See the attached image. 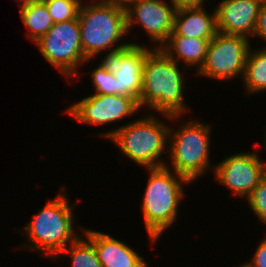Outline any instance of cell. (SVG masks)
<instances>
[{
    "instance_id": "12",
    "label": "cell",
    "mask_w": 266,
    "mask_h": 267,
    "mask_svg": "<svg viewBox=\"0 0 266 267\" xmlns=\"http://www.w3.org/2000/svg\"><path fill=\"white\" fill-rule=\"evenodd\" d=\"M151 49L132 42L127 48L117 51L106 59L117 80V94L130 95L139 100L142 90L143 65Z\"/></svg>"
},
{
    "instance_id": "18",
    "label": "cell",
    "mask_w": 266,
    "mask_h": 267,
    "mask_svg": "<svg viewBox=\"0 0 266 267\" xmlns=\"http://www.w3.org/2000/svg\"><path fill=\"white\" fill-rule=\"evenodd\" d=\"M242 78L246 91L257 93L266 90V47L257 51L250 47Z\"/></svg>"
},
{
    "instance_id": "3",
    "label": "cell",
    "mask_w": 266,
    "mask_h": 267,
    "mask_svg": "<svg viewBox=\"0 0 266 267\" xmlns=\"http://www.w3.org/2000/svg\"><path fill=\"white\" fill-rule=\"evenodd\" d=\"M147 171L149 177L141 199V210L148 236L155 243L162 232L176 220L178 206L184 195L182 186L191 182L184 176L173 173L167 164L147 168Z\"/></svg>"
},
{
    "instance_id": "9",
    "label": "cell",
    "mask_w": 266,
    "mask_h": 267,
    "mask_svg": "<svg viewBox=\"0 0 266 267\" xmlns=\"http://www.w3.org/2000/svg\"><path fill=\"white\" fill-rule=\"evenodd\" d=\"M139 109L138 100L130 95L92 94L70 105L66 112L78 122L106 125L131 116Z\"/></svg>"
},
{
    "instance_id": "15",
    "label": "cell",
    "mask_w": 266,
    "mask_h": 267,
    "mask_svg": "<svg viewBox=\"0 0 266 267\" xmlns=\"http://www.w3.org/2000/svg\"><path fill=\"white\" fill-rule=\"evenodd\" d=\"M173 32L182 37L212 39L218 32L215 9L211 15L203 7L177 10Z\"/></svg>"
},
{
    "instance_id": "5",
    "label": "cell",
    "mask_w": 266,
    "mask_h": 267,
    "mask_svg": "<svg viewBox=\"0 0 266 267\" xmlns=\"http://www.w3.org/2000/svg\"><path fill=\"white\" fill-rule=\"evenodd\" d=\"M69 203L61 191L21 230L32 244L31 250H39L44 256L54 259L80 237L73 229V206Z\"/></svg>"
},
{
    "instance_id": "27",
    "label": "cell",
    "mask_w": 266,
    "mask_h": 267,
    "mask_svg": "<svg viewBox=\"0 0 266 267\" xmlns=\"http://www.w3.org/2000/svg\"><path fill=\"white\" fill-rule=\"evenodd\" d=\"M33 1H37V0H18V4H19V2H20L19 5H23V4H26V3H31V2H33ZM21 2H22V4H21Z\"/></svg>"
},
{
    "instance_id": "23",
    "label": "cell",
    "mask_w": 266,
    "mask_h": 267,
    "mask_svg": "<svg viewBox=\"0 0 266 267\" xmlns=\"http://www.w3.org/2000/svg\"><path fill=\"white\" fill-rule=\"evenodd\" d=\"M257 247L251 262H245L241 267H266V235Z\"/></svg>"
},
{
    "instance_id": "7",
    "label": "cell",
    "mask_w": 266,
    "mask_h": 267,
    "mask_svg": "<svg viewBox=\"0 0 266 267\" xmlns=\"http://www.w3.org/2000/svg\"><path fill=\"white\" fill-rule=\"evenodd\" d=\"M35 44L44 59L65 77L77 76L79 65L86 63L78 18L57 22Z\"/></svg>"
},
{
    "instance_id": "17",
    "label": "cell",
    "mask_w": 266,
    "mask_h": 267,
    "mask_svg": "<svg viewBox=\"0 0 266 267\" xmlns=\"http://www.w3.org/2000/svg\"><path fill=\"white\" fill-rule=\"evenodd\" d=\"M20 6V16L27 27L28 37L35 43L54 25L43 0L33 1Z\"/></svg>"
},
{
    "instance_id": "6",
    "label": "cell",
    "mask_w": 266,
    "mask_h": 267,
    "mask_svg": "<svg viewBox=\"0 0 266 267\" xmlns=\"http://www.w3.org/2000/svg\"><path fill=\"white\" fill-rule=\"evenodd\" d=\"M210 127L200 121H188L169 132L171 170L192 183L210 168Z\"/></svg>"
},
{
    "instance_id": "22",
    "label": "cell",
    "mask_w": 266,
    "mask_h": 267,
    "mask_svg": "<svg viewBox=\"0 0 266 267\" xmlns=\"http://www.w3.org/2000/svg\"><path fill=\"white\" fill-rule=\"evenodd\" d=\"M246 199L250 209L266 224V176Z\"/></svg>"
},
{
    "instance_id": "4",
    "label": "cell",
    "mask_w": 266,
    "mask_h": 267,
    "mask_svg": "<svg viewBox=\"0 0 266 267\" xmlns=\"http://www.w3.org/2000/svg\"><path fill=\"white\" fill-rule=\"evenodd\" d=\"M132 121L102 136L116 143L123 154L146 169L165 166L159 158L168 150L169 126L151 114Z\"/></svg>"
},
{
    "instance_id": "19",
    "label": "cell",
    "mask_w": 266,
    "mask_h": 267,
    "mask_svg": "<svg viewBox=\"0 0 266 267\" xmlns=\"http://www.w3.org/2000/svg\"><path fill=\"white\" fill-rule=\"evenodd\" d=\"M80 236L57 256L67 253L71 255V267H102L94 245L86 238Z\"/></svg>"
},
{
    "instance_id": "24",
    "label": "cell",
    "mask_w": 266,
    "mask_h": 267,
    "mask_svg": "<svg viewBox=\"0 0 266 267\" xmlns=\"http://www.w3.org/2000/svg\"><path fill=\"white\" fill-rule=\"evenodd\" d=\"M254 35L266 41V3L265 2H262L259 8Z\"/></svg>"
},
{
    "instance_id": "1",
    "label": "cell",
    "mask_w": 266,
    "mask_h": 267,
    "mask_svg": "<svg viewBox=\"0 0 266 267\" xmlns=\"http://www.w3.org/2000/svg\"><path fill=\"white\" fill-rule=\"evenodd\" d=\"M182 73L177 62L153 46L143 65L142 90L138 100L140 109L146 105L170 120L183 116L187 105L184 104Z\"/></svg>"
},
{
    "instance_id": "25",
    "label": "cell",
    "mask_w": 266,
    "mask_h": 267,
    "mask_svg": "<svg viewBox=\"0 0 266 267\" xmlns=\"http://www.w3.org/2000/svg\"><path fill=\"white\" fill-rule=\"evenodd\" d=\"M204 1L205 0H171L170 2L179 10L183 8H201L204 6Z\"/></svg>"
},
{
    "instance_id": "20",
    "label": "cell",
    "mask_w": 266,
    "mask_h": 267,
    "mask_svg": "<svg viewBox=\"0 0 266 267\" xmlns=\"http://www.w3.org/2000/svg\"><path fill=\"white\" fill-rule=\"evenodd\" d=\"M100 63L91 73L95 94H117V80L110 67V63L107 59H103Z\"/></svg>"
},
{
    "instance_id": "2",
    "label": "cell",
    "mask_w": 266,
    "mask_h": 267,
    "mask_svg": "<svg viewBox=\"0 0 266 267\" xmlns=\"http://www.w3.org/2000/svg\"><path fill=\"white\" fill-rule=\"evenodd\" d=\"M78 20L82 50L87 60H92L101 51L111 48L104 56L106 59L131 44L120 43V39L127 34L126 10L117 0H95L93 4H81ZM117 42L120 43L119 46Z\"/></svg>"
},
{
    "instance_id": "21",
    "label": "cell",
    "mask_w": 266,
    "mask_h": 267,
    "mask_svg": "<svg viewBox=\"0 0 266 267\" xmlns=\"http://www.w3.org/2000/svg\"><path fill=\"white\" fill-rule=\"evenodd\" d=\"M54 23L78 18L82 0H43Z\"/></svg>"
},
{
    "instance_id": "14",
    "label": "cell",
    "mask_w": 266,
    "mask_h": 267,
    "mask_svg": "<svg viewBox=\"0 0 266 267\" xmlns=\"http://www.w3.org/2000/svg\"><path fill=\"white\" fill-rule=\"evenodd\" d=\"M81 231L94 245L102 267H149L142 256L123 241L96 230L83 228Z\"/></svg>"
},
{
    "instance_id": "26",
    "label": "cell",
    "mask_w": 266,
    "mask_h": 267,
    "mask_svg": "<svg viewBox=\"0 0 266 267\" xmlns=\"http://www.w3.org/2000/svg\"><path fill=\"white\" fill-rule=\"evenodd\" d=\"M117 1L125 7L128 3L134 2L137 0H117Z\"/></svg>"
},
{
    "instance_id": "11",
    "label": "cell",
    "mask_w": 266,
    "mask_h": 267,
    "mask_svg": "<svg viewBox=\"0 0 266 267\" xmlns=\"http://www.w3.org/2000/svg\"><path fill=\"white\" fill-rule=\"evenodd\" d=\"M127 33L139 22L153 42L160 48L174 29L176 7L163 0H137L125 6ZM158 45V46H157Z\"/></svg>"
},
{
    "instance_id": "10",
    "label": "cell",
    "mask_w": 266,
    "mask_h": 267,
    "mask_svg": "<svg viewBox=\"0 0 266 267\" xmlns=\"http://www.w3.org/2000/svg\"><path fill=\"white\" fill-rule=\"evenodd\" d=\"M213 168L219 183L245 198L266 176V163L255 152L231 155Z\"/></svg>"
},
{
    "instance_id": "13",
    "label": "cell",
    "mask_w": 266,
    "mask_h": 267,
    "mask_svg": "<svg viewBox=\"0 0 266 267\" xmlns=\"http://www.w3.org/2000/svg\"><path fill=\"white\" fill-rule=\"evenodd\" d=\"M262 0H221L215 7L217 31L225 34L254 36Z\"/></svg>"
},
{
    "instance_id": "16",
    "label": "cell",
    "mask_w": 266,
    "mask_h": 267,
    "mask_svg": "<svg viewBox=\"0 0 266 267\" xmlns=\"http://www.w3.org/2000/svg\"><path fill=\"white\" fill-rule=\"evenodd\" d=\"M210 40L177 36L172 32L160 49L175 62L179 63L182 60L185 67L195 65L200 69L207 55Z\"/></svg>"
},
{
    "instance_id": "8",
    "label": "cell",
    "mask_w": 266,
    "mask_h": 267,
    "mask_svg": "<svg viewBox=\"0 0 266 267\" xmlns=\"http://www.w3.org/2000/svg\"><path fill=\"white\" fill-rule=\"evenodd\" d=\"M250 46L245 36L218 31L210 40L204 63L197 73L219 80L243 77Z\"/></svg>"
}]
</instances>
